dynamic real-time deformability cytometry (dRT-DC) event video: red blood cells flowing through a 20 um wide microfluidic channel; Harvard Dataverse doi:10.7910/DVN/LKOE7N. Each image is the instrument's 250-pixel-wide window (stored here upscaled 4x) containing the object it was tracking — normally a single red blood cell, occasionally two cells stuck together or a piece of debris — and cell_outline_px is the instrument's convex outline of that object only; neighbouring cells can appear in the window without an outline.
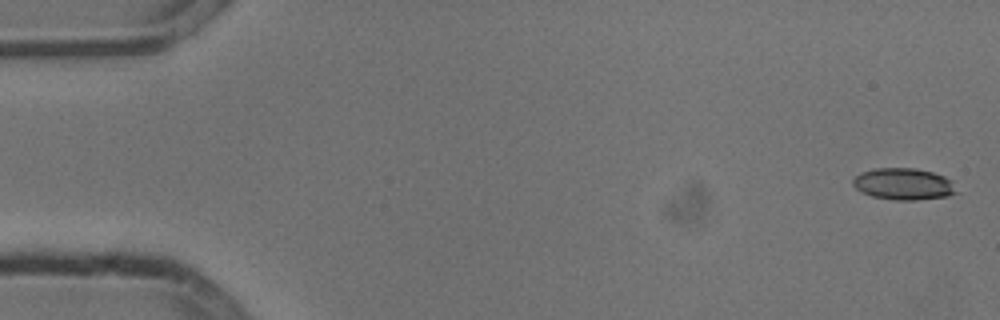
{"species": "common noctule bat (a hibernating species)", "species_latin": "Nyctalus noctula", "temperature_condition": "cold", "stored_images_in_passage": 5, "camera_frame_rate_fps": 3000, "um_per_image_px": 0.085, "animal": {"sex": "male", "body_mass_g": 13.3}, "frame": {"image": 1, "passage_image": 1, "time_ms": 0.0, "image_size_px": [1000, 320], "cell_outline_px": [[960, 192], [948, 196], [916, 200], [896, 200], [872, 196], [856, 188], [852, 184], [852, 180], [860, 172], [872, 168], [916, 168], [932, 172], [944, 176], [952, 180]], "centroid_in_image_um": [76.84, 15.63], "position_along_channel_um": 8.2, "area_um2": 19.31}}
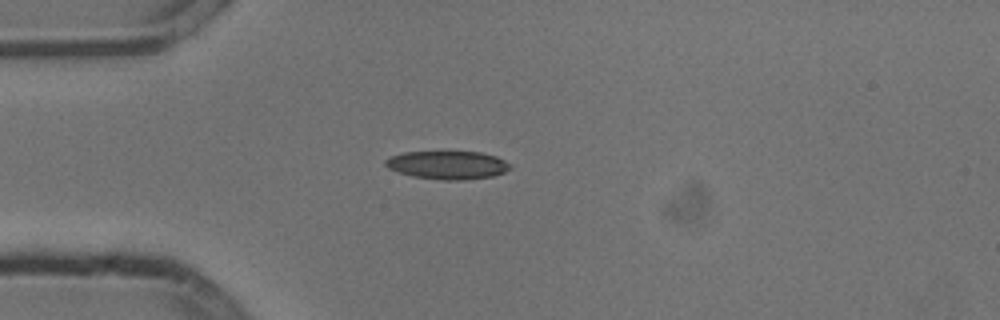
{"frame": {"image": 2, "passage_image": 4, "time_ms": 1.0, "image_size_px": [1000, 320], "cell_outline_px": [[512, 168], [504, 172], [492, 176], [464, 180], [444, 180], [412, 176], [388, 168], [384, 164], [384, 160], [388, 156], [404, 152], [480, 152], [496, 156], [512, 164]], "centroid_in_image_um": [38.04, 14.02], "position_along_channel_um": 47.0, "area_um2": 20.58}}